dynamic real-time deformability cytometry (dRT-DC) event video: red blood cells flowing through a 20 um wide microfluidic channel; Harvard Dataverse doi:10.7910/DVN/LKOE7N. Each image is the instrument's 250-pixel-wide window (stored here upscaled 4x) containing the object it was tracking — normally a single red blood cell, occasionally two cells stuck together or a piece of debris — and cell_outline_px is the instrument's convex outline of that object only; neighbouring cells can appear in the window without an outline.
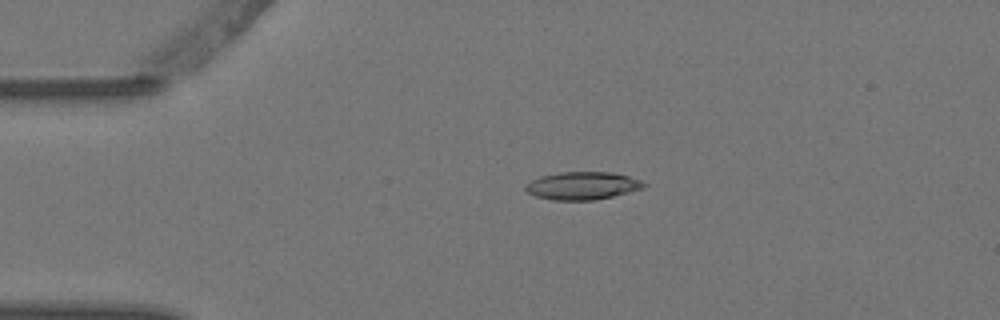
{"species": "Egyptian fruit bat (a non-hibernating species)", "species_latin": "Rousettus aegyptiacus", "temperature_condition": "warm", "stored_images_in_passage": 4, "camera_frame_rate_fps": 3000, "um_per_image_px": 0.085, "animal": {"sex": "female"}, "frame": {"image": 1, "passage_image": 3, "time_ms": 0.667, "image_size_px": [1000, 320], "cell_outline_px": [[648, 184], [644, 188], [596, 200], [552, 200], [536, 196], [528, 192], [524, 188], [524, 184], [540, 176], [560, 172], [612, 172], [628, 176], [640, 180]], "centroid_in_image_um": [49.5, 15.78], "position_along_channel_um": 35.5, "area_um2": 19.19}}